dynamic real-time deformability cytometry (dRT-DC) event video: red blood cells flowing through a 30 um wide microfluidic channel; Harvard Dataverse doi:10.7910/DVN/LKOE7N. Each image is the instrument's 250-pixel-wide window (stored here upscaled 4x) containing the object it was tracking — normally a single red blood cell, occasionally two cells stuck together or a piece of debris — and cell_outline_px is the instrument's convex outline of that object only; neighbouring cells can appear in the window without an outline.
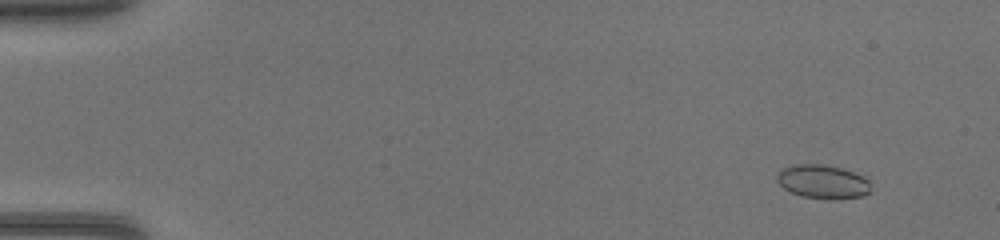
{"species": "common noctule bat (a hibernating species)", "species_latin": "Nyctalus noctula", "temperature_condition": "warm", "stored_images_in_passage": 48, "camera_frame_rate_fps": 3000, "um_per_image_px": 0.085, "animal": {"sex": "female", "body_mass_g": 17.0, "forearm_length_mm": 48.0}, "frame": {"image": 1, "passage_image": 5, "time_ms": 1.333, "image_size_px": [1000, 240], "cell_outline_px": [[868, 192], [864, 196], [832, 200], [800, 196], [784, 188], [776, 180], [776, 176], [784, 168], [792, 164], [824, 164], [840, 168], [864, 176], [868, 180]], "centroid_in_image_um": [69.92, 15.45], "position_along_channel_um": 15.1, "area_um2": 18.38}}
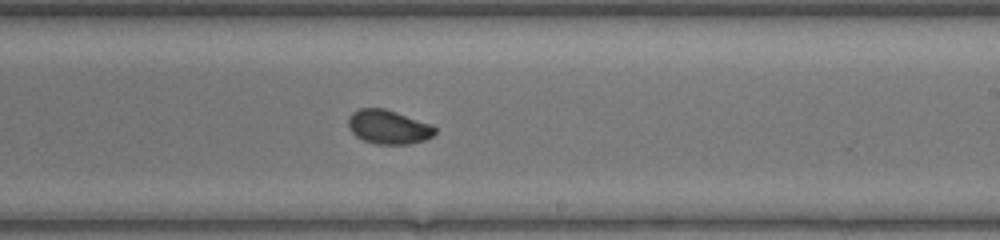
{"frame": {"image": 2, "passage_image": 30, "time_ms": 9.667, "image_size_px": [1000, 240], "cell_outline_px": [[436, 132], [432, 136], [424, 140], [408, 144], [376, 144], [364, 140], [356, 136], [348, 128], [348, 116], [352, 112], [360, 108], [384, 108], [432, 124], [436, 128]], "centroid_in_image_um": [33.0, 10.79], "position_along_channel_um": 256.0, "area_um2": 17.22}}
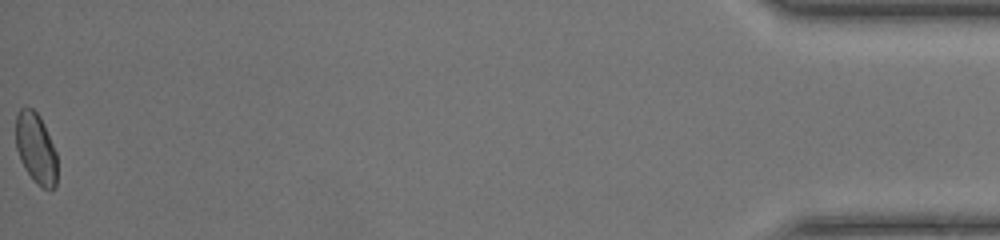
{"frame": {"image": 3, "passage_image": 48, "time_ms": 15.667, "image_size_px": [1000, 240], "cell_outline_px": [[56, 184], [52, 188], [44, 188], [32, 180], [24, 168], [20, 160], [16, 148], [16, 116], [20, 108], [32, 108], [40, 116], [44, 124], [56, 152]], "centroid_in_image_um": [3.03, 12.6], "position_along_channel_um": 432.2, "area_um2": 16.94}}